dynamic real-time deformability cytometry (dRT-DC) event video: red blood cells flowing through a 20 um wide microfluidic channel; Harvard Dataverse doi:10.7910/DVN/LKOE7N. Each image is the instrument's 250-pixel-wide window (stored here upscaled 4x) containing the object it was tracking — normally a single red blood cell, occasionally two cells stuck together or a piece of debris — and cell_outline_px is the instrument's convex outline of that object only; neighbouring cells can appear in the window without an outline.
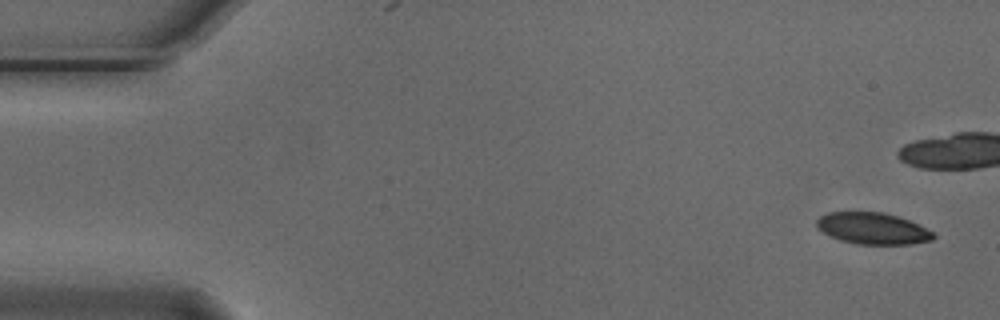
{"species": "Egyptian fruit bat (a non-hibernating species)", "species_latin": "Rousettus aegyptiacus", "temperature_condition": "cold", "stored_images_in_passage": 7, "camera_frame_rate_fps": 3000, "um_per_image_px": 0.085, "animal": {"sex": "male"}, "frame": {"image": 1, "passage_image": 1, "time_ms": 0.0, "image_size_px": [1000, 320], "cell_outline_px": [[936, 236], [932, 240], [912, 244], [856, 244], [840, 240], [816, 228], [816, 220], [820, 216], [828, 212], [884, 212], [908, 220], [932, 232]], "centroid_in_image_um": [74.15, 19.42], "position_along_channel_um": 10.9, "area_um2": 21.27}}